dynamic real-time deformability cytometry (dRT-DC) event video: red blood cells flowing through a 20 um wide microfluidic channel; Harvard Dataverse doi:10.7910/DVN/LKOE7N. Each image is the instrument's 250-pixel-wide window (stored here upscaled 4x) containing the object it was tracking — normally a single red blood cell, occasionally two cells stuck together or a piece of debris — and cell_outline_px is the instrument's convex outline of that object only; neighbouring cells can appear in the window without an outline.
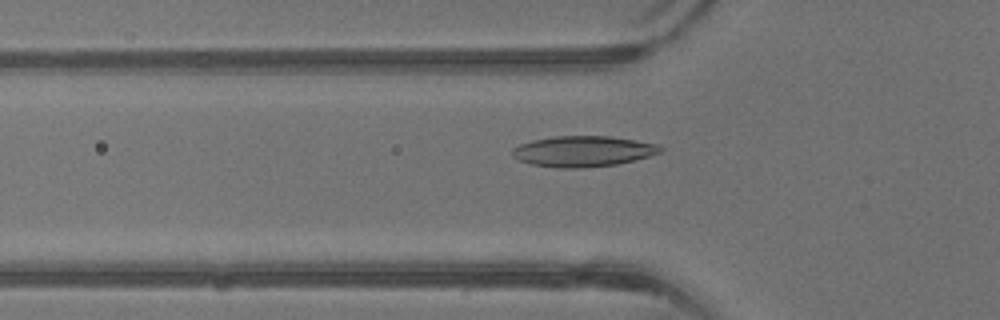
{"species": "common noctule bat (a hibernating species)", "species_latin": "Nyctalus noctula", "temperature_condition": "warm", "stored_images_in_passage": 40, "camera_frame_rate_fps": 3000, "um_per_image_px": 0.085, "animal": {"sex": "male", "body_mass_g": 13.3}, "frame": {"image": 1, "passage_image": 13, "time_ms": 4.0, "image_size_px": [1000, 320], "cell_outline_px": [[664, 148], [660, 152], [648, 156], [616, 164], [580, 168], [556, 168], [532, 164], [520, 160], [512, 156], [512, 148], [520, 144], [532, 140], [552, 136], [612, 136], [660, 144]], "centroid_in_image_um": [49.55, 12.85], "position_along_channel_um": 76.2, "area_um2": 26.53}}
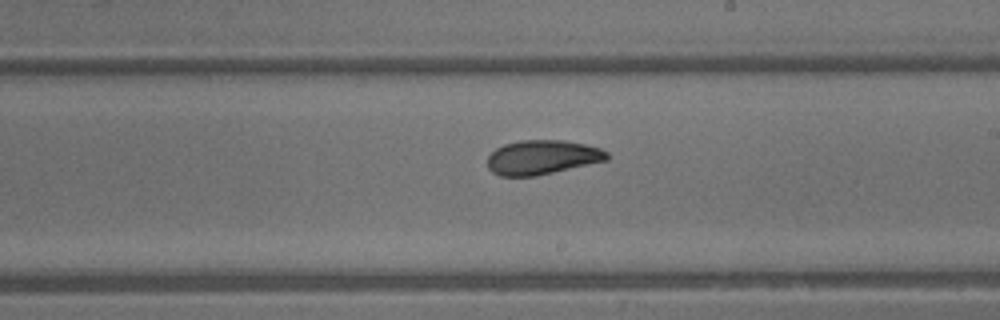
{"frame": {"image": 2, "passage_image": 23, "time_ms": 7.333, "image_size_px": [1000, 320], "cell_outline_px": [[608, 160], [536, 176], [500, 176], [492, 172], [488, 168], [488, 156], [496, 148], [504, 144], [520, 140], [564, 140], [584, 144], [600, 148], [608, 152]], "centroid_in_image_um": [46.08, 13.37], "position_along_channel_um": 242.9, "area_um2": 23.93}}
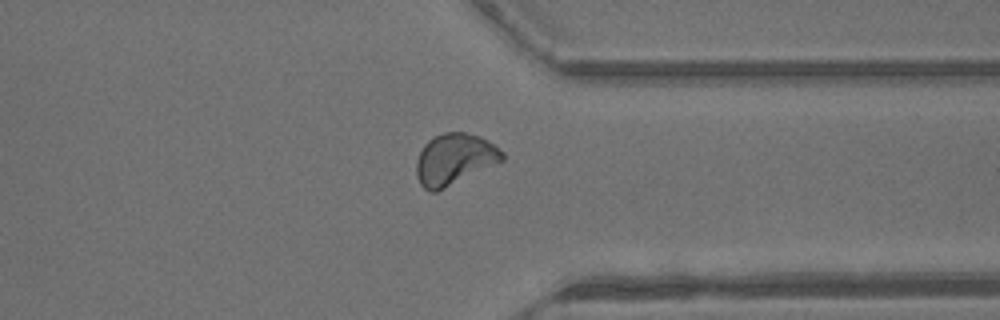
{"frame": {"image": 3, "passage_image": 31, "time_ms": 10.0, "image_size_px": [1000, 320], "cell_outline_px": [[504, 160], [436, 192], [428, 192], [420, 184], [416, 176], [416, 160], [424, 144], [428, 140], [444, 132], [464, 132], [480, 136], [504, 152]], "centroid_in_image_um": [38.6, 13.54], "position_along_channel_um": 372.8, "area_um2": 25.49}, "authors_computed_cell_mechanics": {"area_um2": 24.4783, "velocity_mm_per_s": 4.9697, "shape_relaxation_time_tau1_ms": 4.9441, "shape_relaxation_time_tau2_ms": 2.2254, "deformation_change_tau1": 0.1444, "deformation_change_tau2": 0.0743}}